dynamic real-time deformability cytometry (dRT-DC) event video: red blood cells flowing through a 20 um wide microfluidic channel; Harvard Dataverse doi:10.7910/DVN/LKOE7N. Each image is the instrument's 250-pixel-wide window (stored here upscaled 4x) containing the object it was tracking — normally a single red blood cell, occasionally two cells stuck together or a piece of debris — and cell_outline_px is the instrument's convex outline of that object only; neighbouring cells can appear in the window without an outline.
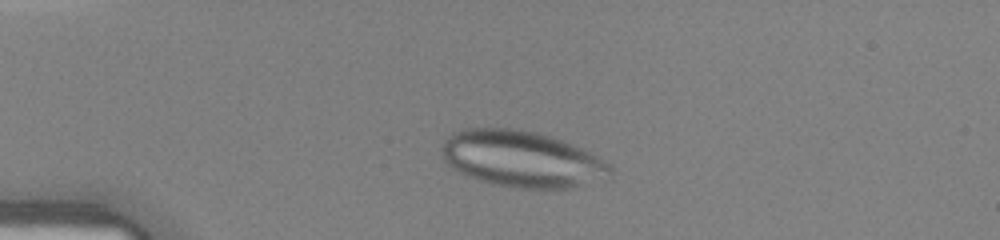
{"species": "human", "species_latin": "Homo sapiens", "temperature_condition": "warm", "stored_images_in_passage": 33, "camera_frame_rate_fps": 3000, "um_per_image_px": 0.085, "donor": {"sex": "female"}, "frame": {"image": 1, "passage_image": 6, "time_ms": 1.667, "image_size_px": [1000, 240], "cell_outline_px": [[612, 180], [572, 188], [520, 188], [492, 184], [480, 180], [460, 172], [452, 168], [444, 160], [440, 148], [444, 140], [452, 132], [464, 128], [520, 128], [552, 136], [572, 144], [612, 164]], "centroid_in_image_um": [44.41, 13.52], "position_along_channel_um": 40.6, "area_um2": 56.07}}